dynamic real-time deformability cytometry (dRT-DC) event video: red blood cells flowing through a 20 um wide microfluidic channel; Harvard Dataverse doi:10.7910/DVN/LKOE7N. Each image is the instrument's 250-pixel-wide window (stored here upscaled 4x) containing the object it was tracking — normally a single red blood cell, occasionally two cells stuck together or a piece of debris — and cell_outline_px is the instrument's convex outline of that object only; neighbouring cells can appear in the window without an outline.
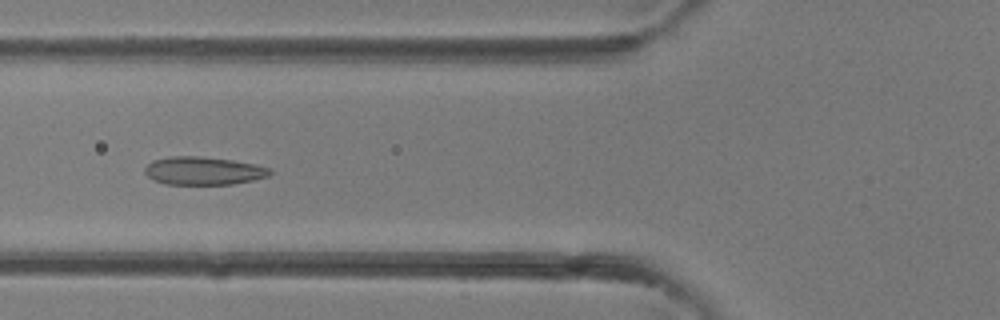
{"species": "common noctule bat (a hibernating species)", "species_latin": "Nyctalus noctula", "temperature_condition": "room temperature", "stored_images_in_passage": 41, "camera_frame_rate_fps": 3000, "um_per_image_px": 0.085, "animal": {"sex": "female"}, "frame": {"image": 1, "passage_image": 16, "time_ms": 5.0, "image_size_px": [1000, 320], "cell_outline_px": [[272, 172], [268, 176], [252, 180], [232, 184], [164, 184], [148, 176], [144, 172], [144, 168], [152, 160], [168, 156], [200, 156], [232, 160], [256, 164], [272, 168]], "centroid_in_image_um": [17.3, 14.51], "position_along_channel_um": 108.5, "area_um2": 20.52}}
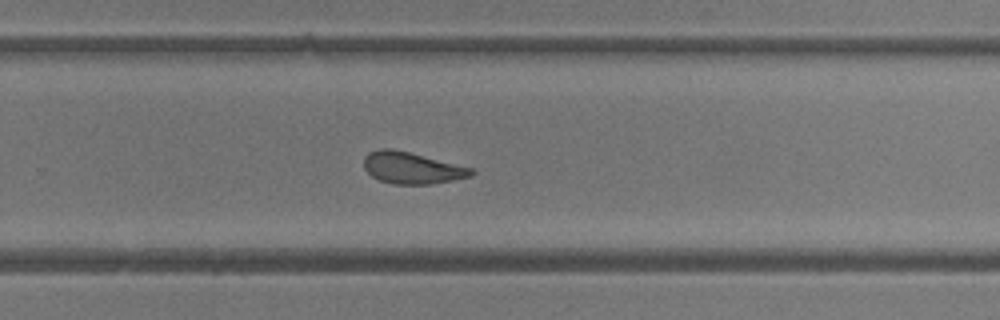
{"frame": {"image": 2, "passage_image": 27, "time_ms": 8.667, "image_size_px": [1000, 320], "cell_outline_px": [[476, 172], [472, 176], [432, 184], [392, 184], [380, 180], [372, 176], [364, 168], [364, 156], [368, 152], [380, 148], [392, 148], [476, 168]], "centroid_in_image_um": [35.05, 14.26], "position_along_channel_um": 294.8, "area_um2": 20.06}}
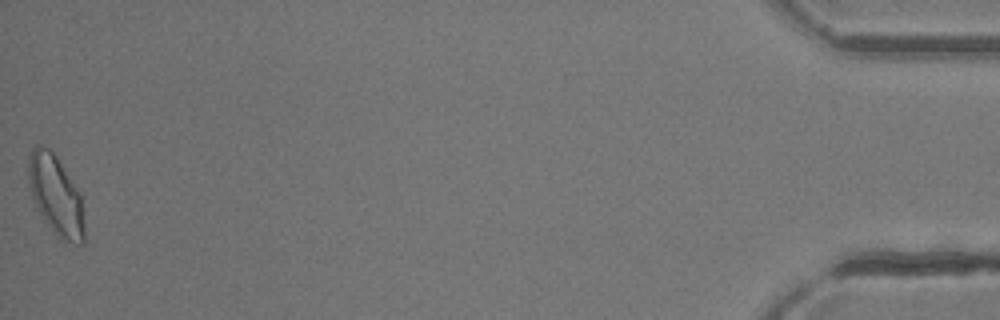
{"frame": {"image": 3, "passage_image": 41, "time_ms": 13.333, "image_size_px": [1000, 320], "cell_outline_px": [[84, 244], [72, 244], [60, 240], [56, 236], [36, 208], [32, 196], [28, 180], [28, 156], [32, 148], [36, 144], [40, 144], [48, 148], [56, 156], [80, 192], [84, 224]], "centroid_in_image_um": [4.74, 16.62], "position_along_channel_um": 430.5, "area_um2": 26.18}}